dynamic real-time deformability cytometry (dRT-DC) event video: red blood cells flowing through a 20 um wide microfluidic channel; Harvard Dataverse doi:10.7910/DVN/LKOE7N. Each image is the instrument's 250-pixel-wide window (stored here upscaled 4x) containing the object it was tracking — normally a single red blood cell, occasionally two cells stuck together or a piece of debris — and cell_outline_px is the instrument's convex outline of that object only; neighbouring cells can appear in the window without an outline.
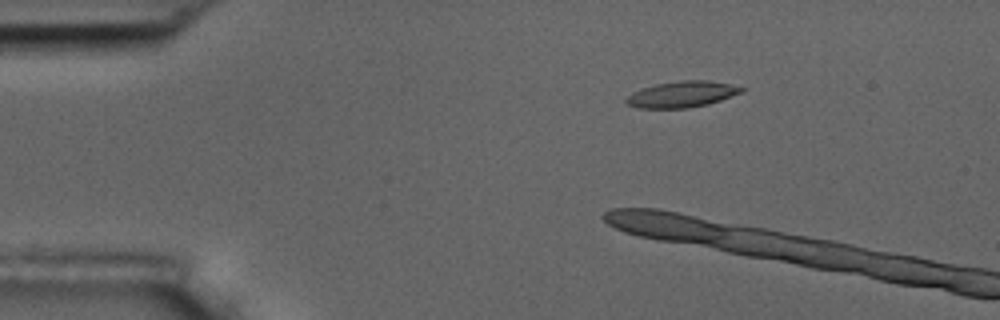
{"species": "common noctule bat (a hibernating species)", "species_latin": "Nyctalus noctula", "temperature_condition": "room temperature", "stored_images_in_passage": 2, "camera_frame_rate_fps": 3000, "um_per_image_px": 0.085, "animal": {"sex": "male", "body_mass_g": 17.5, "forearm_length_mm": 52.3}, "frame": {"image": 1, "passage_image": 1, "time_ms": 0.0, "image_size_px": [1000, 320], "cell_outline_px": [[744, 92], [708, 104], [688, 108], [636, 108], [628, 104], [624, 100], [632, 92], [656, 84], [680, 80], [708, 80], [728, 84], [744, 88]], "centroid_in_image_um": [57.96, 8.02], "position_along_channel_um": 27.0, "area_um2": 17.46}}